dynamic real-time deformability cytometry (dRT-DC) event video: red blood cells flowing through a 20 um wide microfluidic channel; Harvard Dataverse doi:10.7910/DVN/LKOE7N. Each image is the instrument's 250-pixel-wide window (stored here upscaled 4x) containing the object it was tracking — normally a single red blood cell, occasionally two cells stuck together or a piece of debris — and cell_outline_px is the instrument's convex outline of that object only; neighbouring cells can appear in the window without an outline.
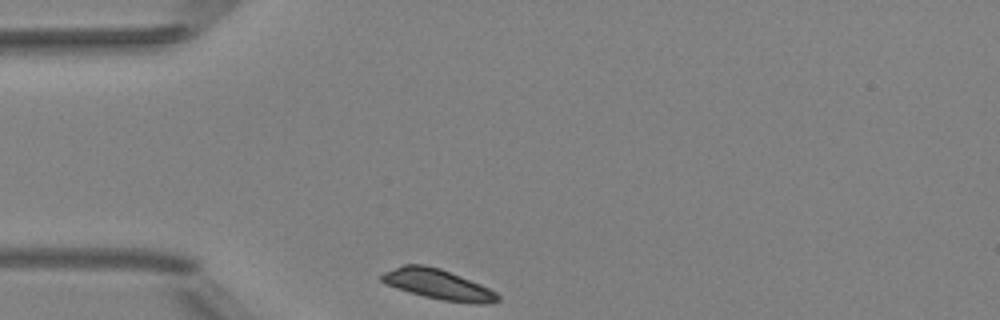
{"species": "Egyptian fruit bat (a non-hibernating species)", "species_latin": "Rousettus aegyptiacus", "temperature_condition": "room temperature", "stored_images_in_passage": 4, "camera_frame_rate_fps": 3000, "um_per_image_px": 0.085, "animal": {"sex": "female"}, "frame": {"image": 1, "passage_image": 1, "time_ms": 0.0, "image_size_px": [1000, 320], "cell_outline_px": [[500, 300], [488, 304], [472, 304], [444, 300], [424, 296], [384, 284], [380, 280], [380, 276], [384, 272], [404, 264], [424, 264], [440, 268], [480, 284], [496, 292], [500, 296]], "centroid_in_image_um": [37.24, 24.17], "position_along_channel_um": 47.8, "area_um2": 20.35}}
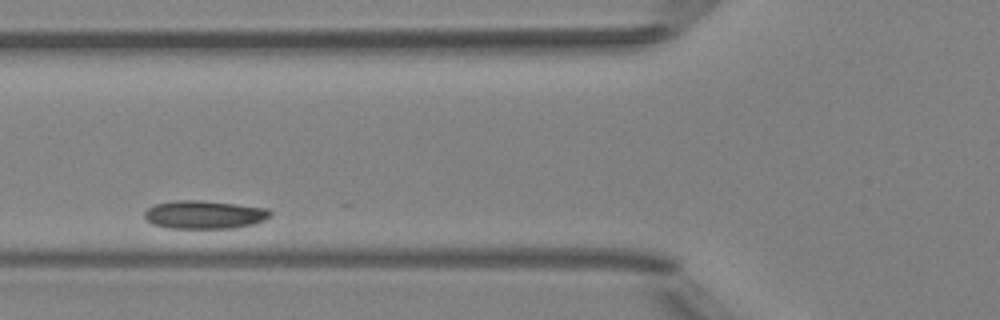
{"frame": {"image": 2, "passage_image": 3, "time_ms": 2.333, "image_size_px": [1000, 320], "cell_outline_px": [[272, 212], [264, 220], [256, 224], [232, 228], [168, 228], [152, 224], [144, 216], [144, 212], [148, 208], [156, 204], [176, 200], [196, 200], [236, 204], [268, 208]], "centroid_in_image_um": [17.38, 18.25], "position_along_channel_um": 108.4, "area_um2": 20.63}}
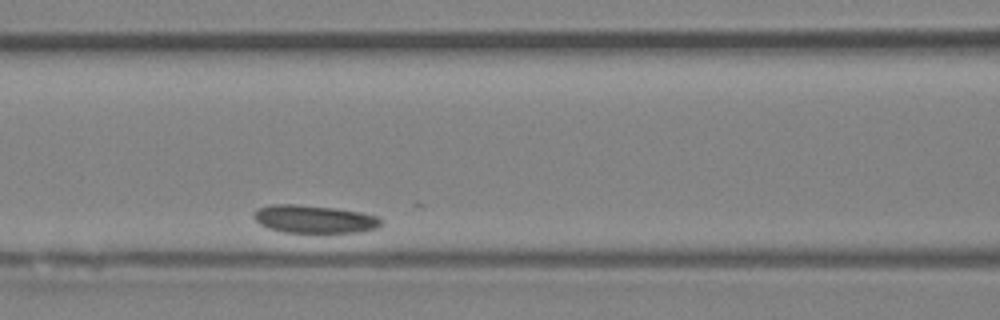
{"frame": {"image": 3, "passage_image": 4, "time_ms": 3.333, "image_size_px": [1000, 320], "cell_outline_px": [[384, 220], [380, 228], [360, 232], [284, 232], [268, 228], [260, 224], [252, 216], [256, 208], [272, 204], [296, 204], [336, 208], [360, 212], [380, 216]], "centroid_in_image_um": [26.76, 18.62], "position_along_channel_um": 139.8, "area_um2": 20.98}}